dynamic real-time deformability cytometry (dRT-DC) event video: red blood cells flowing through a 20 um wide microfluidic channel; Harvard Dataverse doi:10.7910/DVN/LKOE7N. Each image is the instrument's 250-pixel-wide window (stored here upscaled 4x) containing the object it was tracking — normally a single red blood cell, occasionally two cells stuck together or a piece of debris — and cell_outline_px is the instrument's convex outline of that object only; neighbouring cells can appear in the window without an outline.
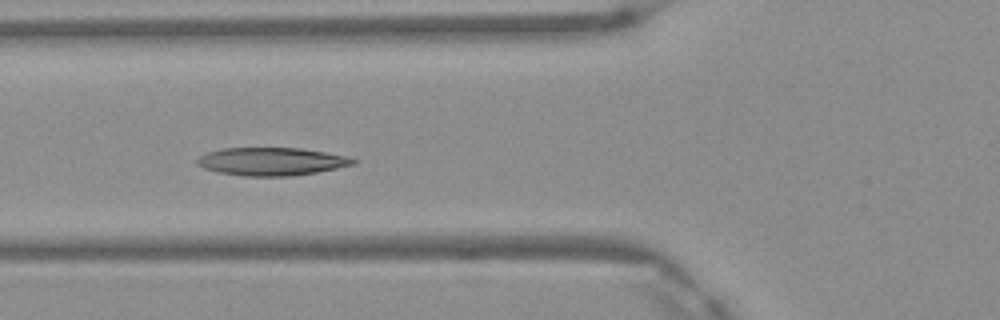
{"species": "Egyptian fruit bat (a non-hibernating species)", "species_latin": "Rousettus aegyptiacus", "temperature_condition": "warm", "stored_images_in_passage": 4, "camera_frame_rate_fps": 3000, "um_per_image_px": 0.085, "frame": {"image": 1, "passage_image": 2, "time_ms": 0.333, "image_size_px": [1000, 320], "cell_outline_px": [[356, 164], [316, 172], [292, 176], [244, 176], [216, 172], [204, 168], [196, 164], [196, 160], [200, 156], [208, 152], [224, 148], [300, 148], [352, 156], [356, 160]], "centroid_in_image_um": [23.1, 13.72], "position_along_channel_um": 102.7, "area_um2": 25.55}}
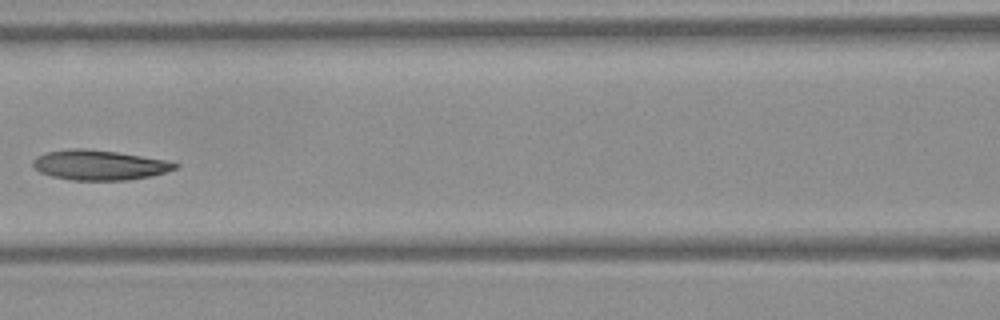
{"frame": {"image": 2, "passage_image": 3, "time_ms": 0.667, "image_size_px": [1000, 320], "cell_outline_px": [[180, 164], [176, 168], [152, 176], [128, 180], [72, 180], [52, 176], [40, 172], [32, 168], [32, 160], [36, 156], [48, 152], [72, 148], [84, 148], [116, 152], [168, 160]], "centroid_in_image_um": [8.42, 14.03], "position_along_channel_um": 158.2, "area_um2": 24.85}}
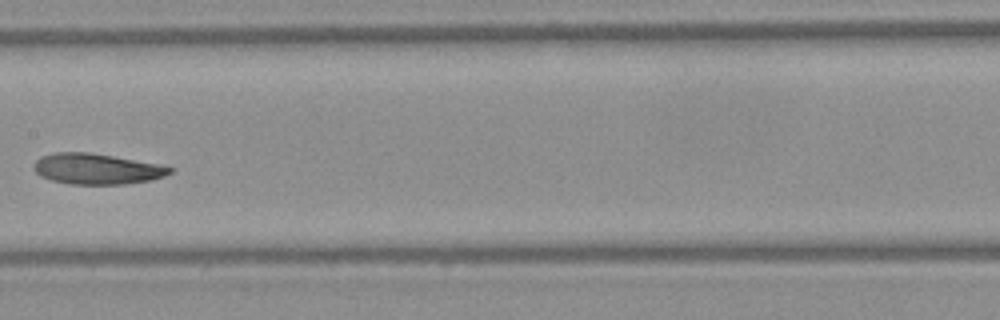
{"frame": {"image": 3, "passage_image": 4, "time_ms": 1.0, "image_size_px": [1000, 320], "cell_outline_px": [[172, 172], [164, 176], [148, 180], [124, 184], [72, 184], [52, 180], [40, 176], [32, 168], [36, 160], [40, 156], [56, 152], [88, 152], [160, 164], [172, 168]], "centroid_in_image_um": [8.19, 14.35], "position_along_channel_um": 199.2, "area_um2": 24.16}}